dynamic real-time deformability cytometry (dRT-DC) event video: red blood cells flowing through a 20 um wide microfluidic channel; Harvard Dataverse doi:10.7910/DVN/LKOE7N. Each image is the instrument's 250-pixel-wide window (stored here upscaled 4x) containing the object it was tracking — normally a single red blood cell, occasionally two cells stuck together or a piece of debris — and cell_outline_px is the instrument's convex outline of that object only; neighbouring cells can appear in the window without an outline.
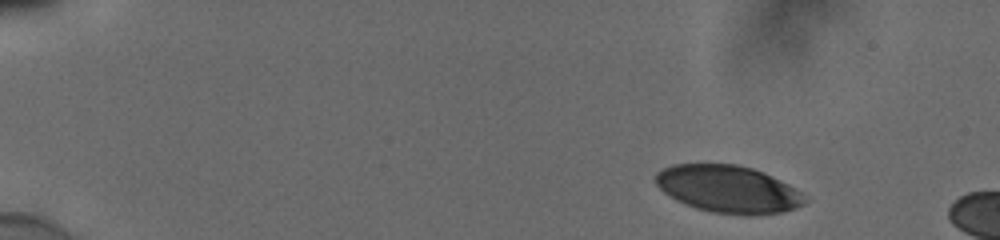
{"species": "human", "species_latin": "Homo sapiens", "temperature_condition": "cold", "stored_images_in_passage": 9, "camera_frame_rate_fps": 3000, "um_per_image_px": 0.085, "donor": {"sex": "male"}, "frame": {"image": 1, "passage_image": 1, "time_ms": 0.0, "image_size_px": [1000, 240], "cell_outline_px": [[808, 200], [804, 204], [796, 208], [780, 212], [760, 216], [744, 216], [712, 212], [696, 208], [684, 204], [676, 200], [664, 192], [656, 184], [652, 176], [656, 172], [672, 164], [736, 164], [752, 168], [764, 172], [788, 184], [808, 196]], "centroid_in_image_um": [61.91, 16.09], "position_along_channel_um": 23.1, "area_um2": 41.73}}